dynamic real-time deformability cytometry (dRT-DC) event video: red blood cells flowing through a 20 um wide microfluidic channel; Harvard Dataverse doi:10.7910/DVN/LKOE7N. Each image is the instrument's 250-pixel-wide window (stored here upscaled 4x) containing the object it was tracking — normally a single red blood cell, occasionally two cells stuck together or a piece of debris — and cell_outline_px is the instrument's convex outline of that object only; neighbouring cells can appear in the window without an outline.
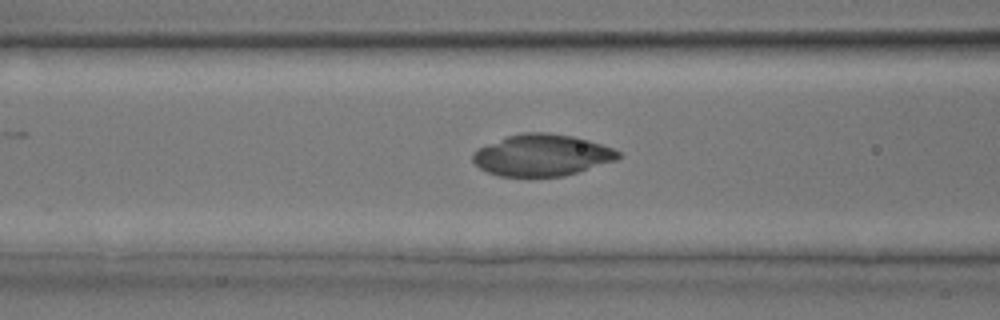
{"species": "common noctule bat (a hibernating species)", "species_latin": "Nyctalus noctula", "temperature_condition": "room temperature", "stored_images_in_passage": 5, "camera_frame_rate_fps": 3000, "um_per_image_px": 0.085, "animal": {"sex": "male", "body_mass_g": 17.9, "forearm_length_mm": 54.2}, "frame": {"image": 1, "passage_image": 5, "time_ms": 4.667, "image_size_px": [1000, 320], "cell_outline_px": [[620, 156], [616, 160], [564, 176], [500, 176], [488, 172], [480, 168], [472, 160], [472, 152], [488, 144], [508, 136], [520, 132], [548, 132], [572, 136], [588, 140], [612, 148], [620, 152]], "centroid_in_image_um": [46.05, 13.18], "position_along_channel_um": 120.5, "area_um2": 34.97}}